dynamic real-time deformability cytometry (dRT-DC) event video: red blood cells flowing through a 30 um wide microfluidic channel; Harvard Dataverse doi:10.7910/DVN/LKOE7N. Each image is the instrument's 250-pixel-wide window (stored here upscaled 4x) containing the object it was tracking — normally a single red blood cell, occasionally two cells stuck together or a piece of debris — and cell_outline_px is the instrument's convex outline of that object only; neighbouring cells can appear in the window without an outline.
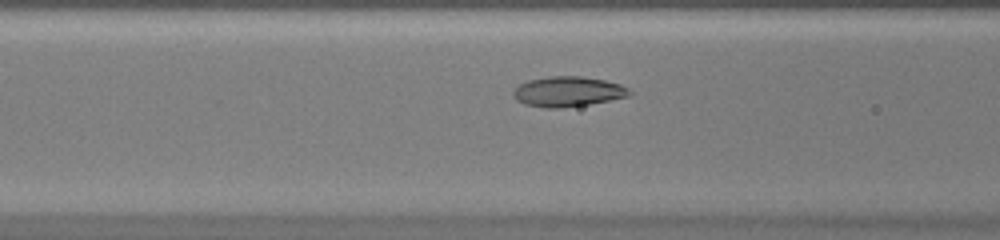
{"species": "common noctule bat (a hibernating species)", "species_latin": "Nyctalus noctula", "temperature_condition": "warm", "stored_images_in_passage": 38, "camera_frame_rate_fps": 3000, "um_per_image_px": 0.085, "animal": {"sex": "female", "body_mass_g": 20.0, "forearm_length_mm": 54.0}, "frame": {"image": 1, "passage_image": 11, "time_ms": 3.333, "image_size_px": [1000, 240], "cell_outline_px": [[632, 96], [588, 104], [560, 108], [544, 108], [524, 104], [516, 100], [512, 96], [512, 92], [520, 84], [528, 80], [548, 76], [580, 76], [604, 80], [620, 84], [628, 88], [632, 92]], "centroid_in_image_um": [48.27, 7.79], "position_along_channel_um": 118.3, "area_um2": 20.52}}
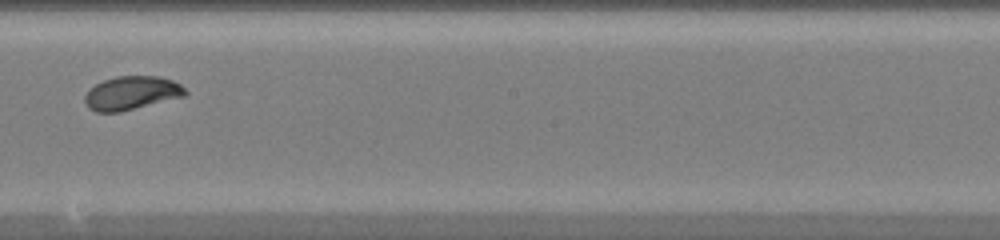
{"frame": {"image": 2, "passage_image": 19, "time_ms": 6.0, "image_size_px": [1000, 240], "cell_outline_px": [[188, 92], [184, 96], [120, 112], [96, 112], [88, 108], [84, 100], [84, 96], [88, 88], [104, 80], [116, 76], [160, 76], [172, 80], [180, 84]], "centroid_in_image_um": [11.15, 7.9], "position_along_channel_um": 237.0, "area_um2": 19.71}}
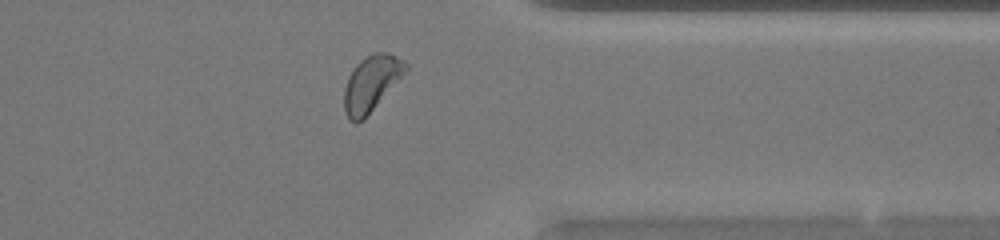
{"frame": {"image": 3, "passage_image": 29, "time_ms": 9.333, "image_size_px": [1000, 240], "cell_outline_px": [[408, 68], [364, 120], [356, 124], [348, 120], [344, 112], [344, 88], [348, 76], [356, 64], [360, 60], [376, 52], [388, 52], [404, 60], [408, 64]], "centroid_in_image_um": [31.52, 7.12], "position_along_channel_um": 379.9, "area_um2": 19.88}}